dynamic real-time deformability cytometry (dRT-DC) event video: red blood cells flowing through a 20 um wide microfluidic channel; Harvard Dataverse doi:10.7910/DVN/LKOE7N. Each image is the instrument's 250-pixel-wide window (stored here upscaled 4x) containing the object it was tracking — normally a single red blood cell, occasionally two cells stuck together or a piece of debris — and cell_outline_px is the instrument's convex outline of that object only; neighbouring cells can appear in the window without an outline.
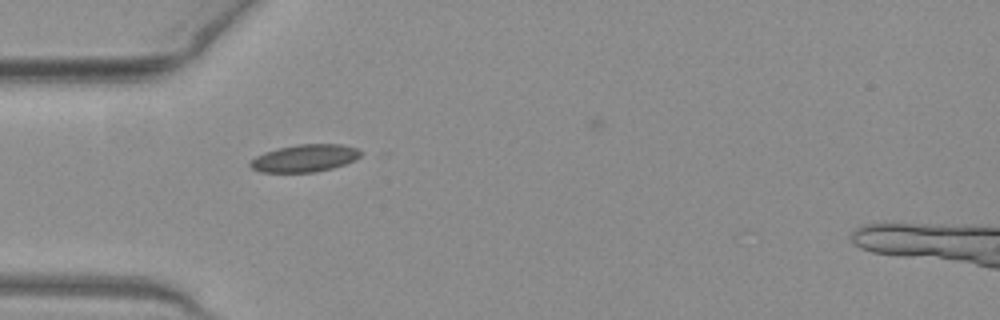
{"species": "common noctule bat (a hibernating species)", "species_latin": "Nyctalus noctula", "temperature_condition": "warm", "stored_images_in_passage": 33, "camera_frame_rate_fps": 3000, "um_per_image_px": 0.085, "animal": {"sex": "female", "body_mass_g": 19.3, "forearm_length_mm": 54.1}, "frame": {"image": 1, "passage_image": 1, "time_ms": 0.0, "image_size_px": [1000, 320], "cell_outline_px": [[360, 156], [356, 160], [332, 168], [316, 172], [260, 172], [252, 168], [248, 164], [256, 156], [264, 152], [296, 144], [340, 144], [356, 148], [360, 152]], "centroid_in_image_um": [25.89, 13.45], "position_along_channel_um": 59.1, "area_um2": 17.51}}
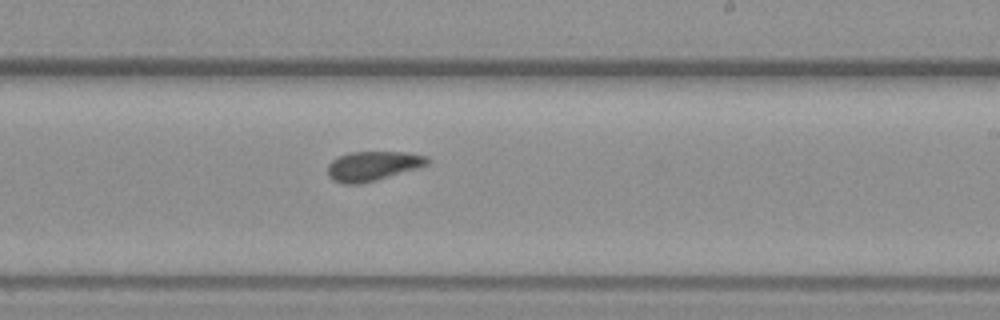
{"frame": {"image": 2, "passage_image": 16, "time_ms": 5.0, "image_size_px": [1000, 320], "cell_outline_px": [[432, 160], [428, 164], [416, 168], [376, 180], [360, 184], [344, 184], [332, 180], [328, 176], [328, 164], [332, 160], [340, 156], [352, 152], [408, 152], [428, 156]], "centroid_in_image_um": [31.7, 14.1], "position_along_channel_um": 257.3, "area_um2": 17.11}}
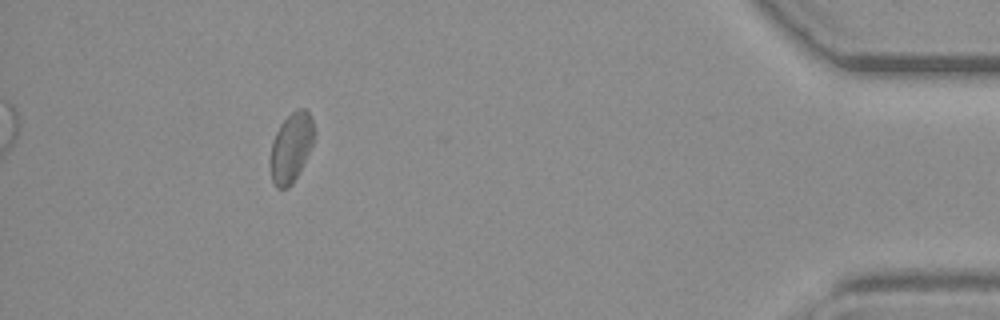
{"frame": {"image": 3, "passage_image": 32, "time_ms": 10.333, "image_size_px": [1000, 320], "cell_outline_px": [[316, 132], [312, 144], [292, 184], [288, 188], [276, 188], [272, 180], [268, 164], [272, 140], [280, 124], [292, 112], [300, 108], [304, 108], [312, 116]], "centroid_in_image_um": [24.72, 12.52], "position_along_channel_um": 410.5, "area_um2": 17.86}, "authors_computed_cell_mechanics": {"area_um2": 17.1088, "velocity_mm_per_s": 4.0236, "shape_relaxation_time_tau1_ms": null, "shape_relaxation_time_tau2_ms": 3.6278, "deformation_change_tau1": null, "deformation_change_tau2": 0.0848}}